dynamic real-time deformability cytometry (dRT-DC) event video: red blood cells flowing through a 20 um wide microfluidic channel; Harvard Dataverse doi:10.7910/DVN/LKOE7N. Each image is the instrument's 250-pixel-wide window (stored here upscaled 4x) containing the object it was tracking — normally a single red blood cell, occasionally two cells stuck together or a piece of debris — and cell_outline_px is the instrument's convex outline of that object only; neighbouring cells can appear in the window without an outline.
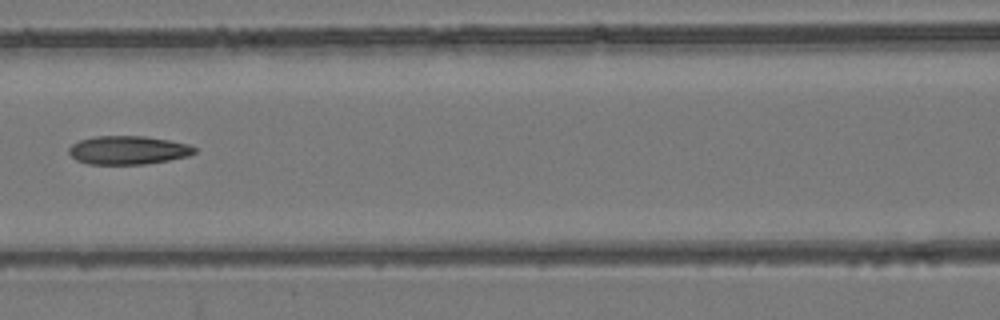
{"species": "common noctule bat (a hibernating species)", "species_latin": "Nyctalus noctula", "temperature_condition": "room temperature", "stored_images_in_passage": 8, "camera_frame_rate_fps": 3000, "um_per_image_px": 0.085, "animal": {"sex": "female", "body_mass_g": 24.6, "forearm_length_mm": 56.2}, "frame": {"image": 1, "passage_image": 8, "time_ms": 8.0, "image_size_px": [1000, 320], "cell_outline_px": [[196, 152], [188, 156], [168, 160], [144, 164], [88, 164], [76, 160], [68, 152], [68, 148], [72, 144], [80, 140], [96, 136], [144, 136], [168, 140], [188, 144], [196, 148]], "centroid_in_image_um": [10.87, 12.76], "position_along_channel_um": 155.7, "area_um2": 20.81}}